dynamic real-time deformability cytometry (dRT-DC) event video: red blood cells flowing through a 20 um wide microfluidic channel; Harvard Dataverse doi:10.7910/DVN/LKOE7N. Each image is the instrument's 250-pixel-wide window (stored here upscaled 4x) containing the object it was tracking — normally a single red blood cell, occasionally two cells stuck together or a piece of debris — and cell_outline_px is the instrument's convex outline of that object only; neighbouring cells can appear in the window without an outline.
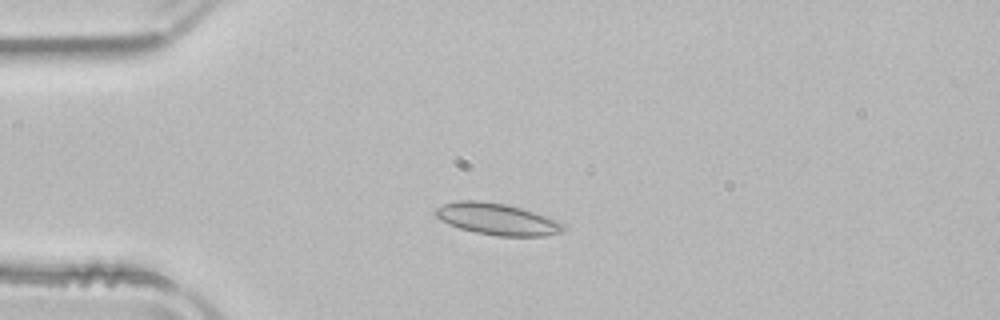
{"species": "common noctule bat (a hibernating species)", "species_latin": "Nyctalus noctula", "temperature_condition": "room temperature", "stored_images_in_passage": 51, "camera_frame_rate_fps": 3000, "um_per_image_px": 0.085, "animal": {"sex": "male", "body_mass_g": 21.5, "forearm_length_mm": 52.0}, "frame": {"image": 1, "passage_image": 12, "time_ms": 3.667, "image_size_px": [1000, 320], "cell_outline_px": [[564, 232], [544, 236], [496, 236], [476, 232], [460, 228], [448, 224], [440, 220], [432, 212], [436, 208], [444, 204], [460, 200], [480, 200], [504, 204], [520, 208], [556, 220], [564, 224]], "centroid_in_image_um": [42.22, 18.63], "position_along_channel_um": 42.8, "area_um2": 23.41}}
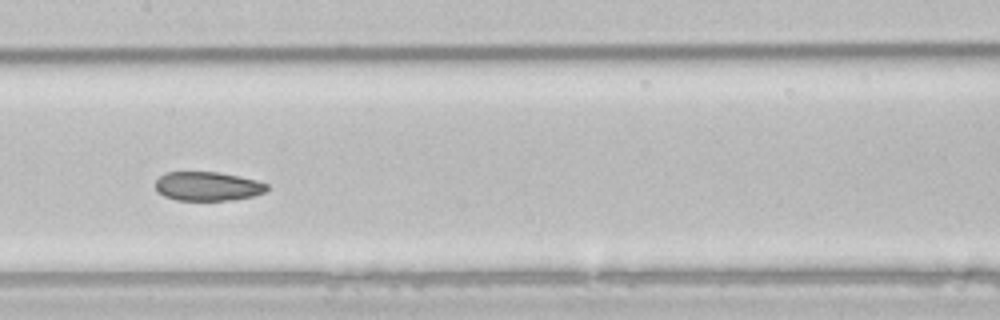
{"frame": {"image": 2, "passage_image": 25, "time_ms": 8.0, "image_size_px": [1000, 320], "cell_outline_px": [[268, 192], [236, 200], [176, 200], [164, 196], [156, 192], [156, 180], [164, 172], [216, 172], [240, 176], [256, 180], [268, 184]], "centroid_in_image_um": [17.66, 15.84], "position_along_channel_um": 189.7, "area_um2": 19.07}}
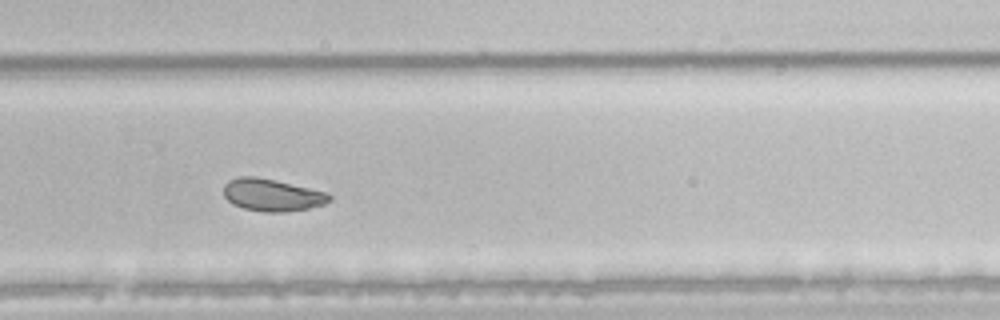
{"frame": {"image": 3, "passage_image": 34, "time_ms": 11.0, "image_size_px": [1000, 320], "cell_outline_px": [[332, 200], [324, 204], [308, 208], [288, 212], [264, 212], [244, 208], [232, 204], [224, 196], [224, 184], [228, 180], [240, 176], [256, 176], [276, 180], [328, 192], [332, 196]], "centroid_in_image_um": [23.14, 16.57], "position_along_channel_um": 306.7, "area_um2": 20.11}, "authors_computed_cell_mechanics": {"area_um2": 22.3686, "velocity_mm_per_s": 3.9189, "shape_relaxation_time_tau1_ms": 4.2801, "shape_relaxation_time_tau2_ms": 1.6667, "deformation_change_tau1": 0.0839, "deformation_change_tau2": 0.039}}